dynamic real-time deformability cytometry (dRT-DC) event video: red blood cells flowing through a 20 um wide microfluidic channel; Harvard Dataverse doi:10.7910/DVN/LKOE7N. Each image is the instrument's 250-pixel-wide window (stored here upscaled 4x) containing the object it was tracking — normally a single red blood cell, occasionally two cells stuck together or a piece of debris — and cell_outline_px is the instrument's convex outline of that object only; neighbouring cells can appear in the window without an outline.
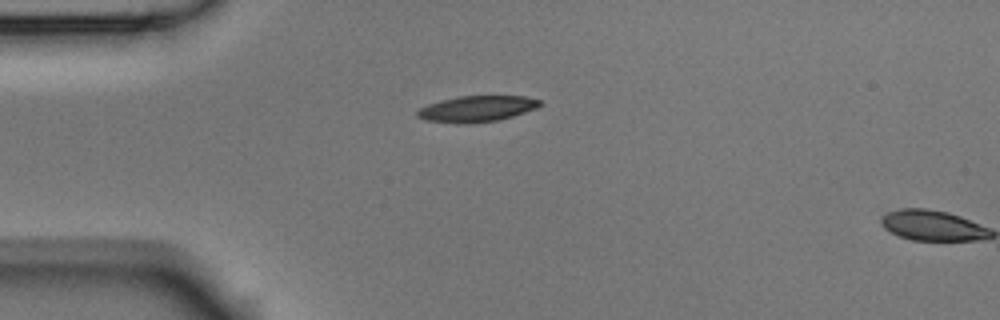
{"species": "Egyptian fruit bat (a non-hibernating species)", "species_latin": "Rousettus aegyptiacus", "temperature_condition": "room temperature", "stored_images_in_passage": 2, "camera_frame_rate_fps": 3000, "um_per_image_px": 0.085, "animal": {"sex": "male"}, "frame": {"image": 1, "passage_image": 1, "time_ms": 0.0, "image_size_px": [1000, 320], "cell_outline_px": [[540, 104], [536, 108], [512, 116], [496, 120], [424, 120], [416, 116], [416, 112], [420, 108], [428, 104], [440, 100], [460, 96], [524, 96], [540, 100]], "centroid_in_image_um": [40.55, 9.18], "position_along_channel_um": 44.4, "area_um2": 17.34}}